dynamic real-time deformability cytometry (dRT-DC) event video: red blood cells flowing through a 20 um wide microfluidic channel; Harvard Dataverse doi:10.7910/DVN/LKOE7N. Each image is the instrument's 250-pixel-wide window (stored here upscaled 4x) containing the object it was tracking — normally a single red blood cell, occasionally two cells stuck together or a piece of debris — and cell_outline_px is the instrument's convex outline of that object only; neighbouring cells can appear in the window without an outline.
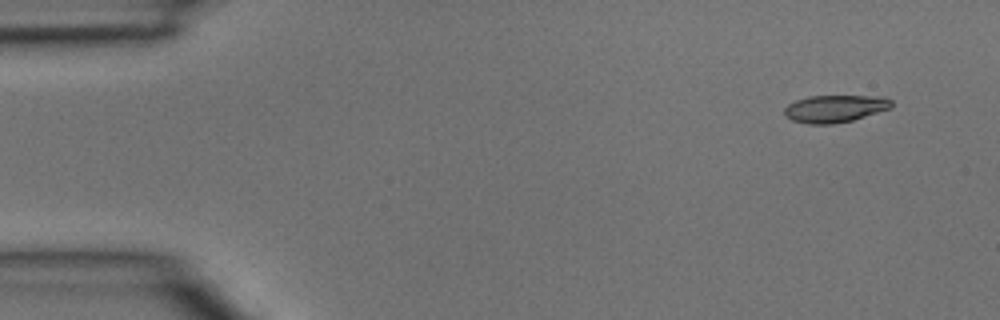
{"species": "common noctule bat (a hibernating species)", "species_latin": "Nyctalus noctula", "temperature_condition": "room temperature", "stored_images_in_passage": 3, "camera_frame_rate_fps": 3000, "um_per_image_px": 0.085, "animal": {"sex": "male", "body_mass_g": 15.6}, "frame": {"image": 1, "passage_image": 1, "time_ms": 0.0, "image_size_px": [1000, 320], "cell_outline_px": [[892, 108], [852, 120], [832, 124], [808, 124], [792, 120], [784, 116], [784, 108], [788, 104], [796, 100], [808, 96], [884, 96], [892, 100]], "centroid_in_image_um": [70.97, 9.23], "position_along_channel_um": 14.0, "area_um2": 17.17}}